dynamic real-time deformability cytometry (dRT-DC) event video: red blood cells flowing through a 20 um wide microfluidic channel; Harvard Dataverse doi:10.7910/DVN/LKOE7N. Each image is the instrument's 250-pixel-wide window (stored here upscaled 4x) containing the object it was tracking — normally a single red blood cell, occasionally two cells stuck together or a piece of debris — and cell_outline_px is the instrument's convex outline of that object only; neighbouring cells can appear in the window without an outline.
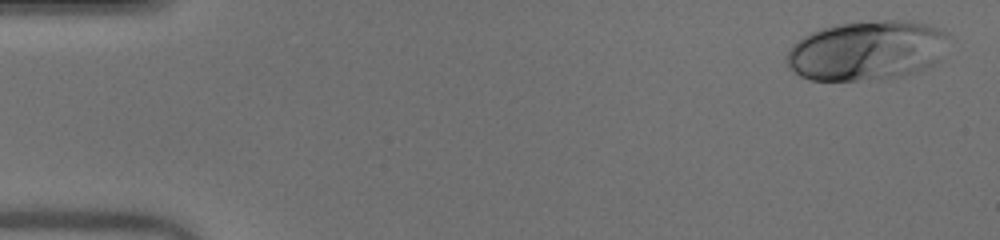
{"species": "human", "species_latin": "Homo sapiens", "temperature_condition": "warm", "stored_images_in_passage": 43, "camera_frame_rate_fps": 3000, "um_per_image_px": 0.085, "donor": {"sex": "male"}, "frame": {"image": 1, "passage_image": 2, "time_ms": 0.333, "image_size_px": [1000, 240], "cell_outline_px": [[948, 32], [940, 60], [932, 68], [904, 76], [884, 80], [808, 80], [800, 76], [788, 68], [788, 52], [792, 44], [804, 36], [812, 32], [824, 28], [840, 24], [880, 20], [908, 20], [924, 24]], "centroid_in_image_um": [73.71, 4.33], "position_along_channel_um": 11.3, "area_um2": 56.64}}
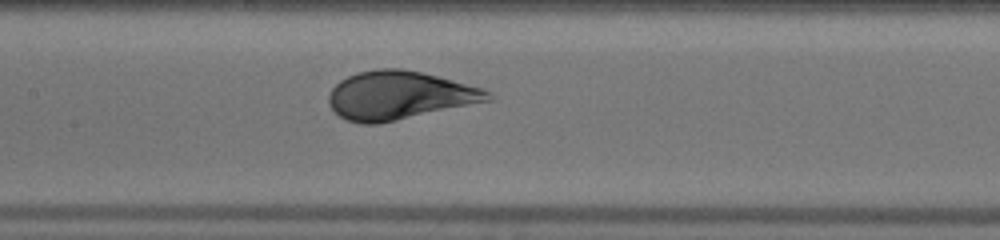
{"frame": {"image": 2, "passage_image": 24, "time_ms": 7.667, "image_size_px": [1000, 240], "cell_outline_px": [[496, 100], [380, 124], [360, 124], [348, 120], [340, 116], [328, 104], [328, 96], [332, 88], [340, 80], [356, 72], [380, 68], [400, 68], [420, 72], [484, 88], [492, 92]], "centroid_in_image_um": [34.0, 8.12], "position_along_channel_um": 173.4, "area_um2": 45.37}}
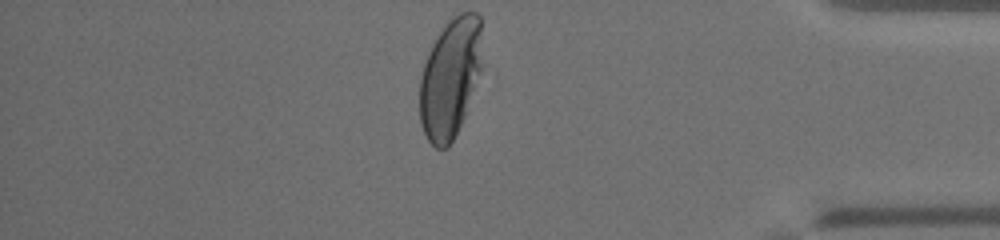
{"frame": {"image": 3, "passage_image": 43, "time_ms": 14.0, "image_size_px": [1000, 240], "cell_outline_px": [[480, 72], [464, 116], [448, 148], [436, 148], [428, 140], [420, 124], [420, 76], [428, 52], [432, 44], [448, 20], [452, 16], [460, 12], [476, 12], [480, 16]], "centroid_in_image_um": [38.24, 6.62], "position_along_channel_um": 397.0, "area_um2": 43.0}, "authors_computed_cell_mechanics": {"area_um2": 46.24, "velocity_mm_per_s": 4.0006, "shape_relaxation_time_tau1_ms": 2.8333, "shape_relaxation_time_tau2_ms": null, "deformation_change_tau1": 0.1901, "deformation_change_tau2": null}}